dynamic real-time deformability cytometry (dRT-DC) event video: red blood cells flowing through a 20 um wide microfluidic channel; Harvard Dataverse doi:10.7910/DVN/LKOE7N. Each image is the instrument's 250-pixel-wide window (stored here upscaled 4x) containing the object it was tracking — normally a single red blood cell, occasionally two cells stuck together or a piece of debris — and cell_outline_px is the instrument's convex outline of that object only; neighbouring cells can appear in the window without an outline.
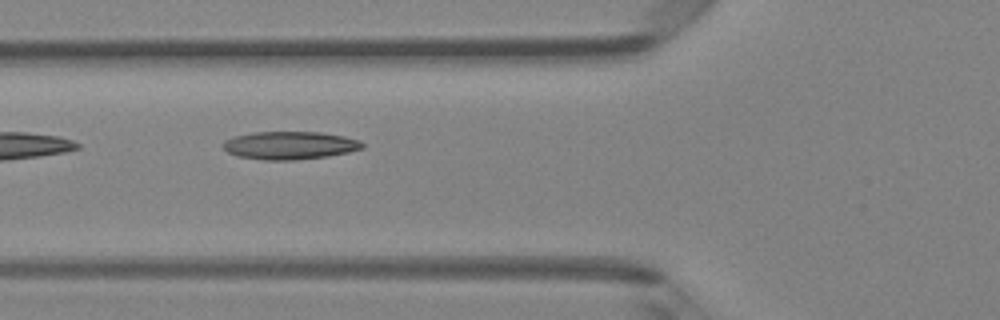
{"species": "Egyptian fruit bat (a non-hibernating species)", "species_latin": "Rousettus aegyptiacus", "temperature_condition": "room temperature", "stored_images_in_passage": 8, "camera_frame_rate_fps": 3000, "um_per_image_px": 0.085, "animal": {"sex": "female"}, "frame": {"image": 1, "passage_image": 5, "time_ms": 1.333, "image_size_px": [1000, 320], "cell_outline_px": [[364, 148], [348, 152], [328, 156], [296, 160], [264, 160], [236, 156], [228, 152], [224, 148], [224, 140], [232, 136], [252, 132], [320, 132], [344, 136], [360, 140], [364, 144]], "centroid_in_image_um": [24.63, 12.35], "position_along_channel_um": 101.2, "area_um2": 22.83}}
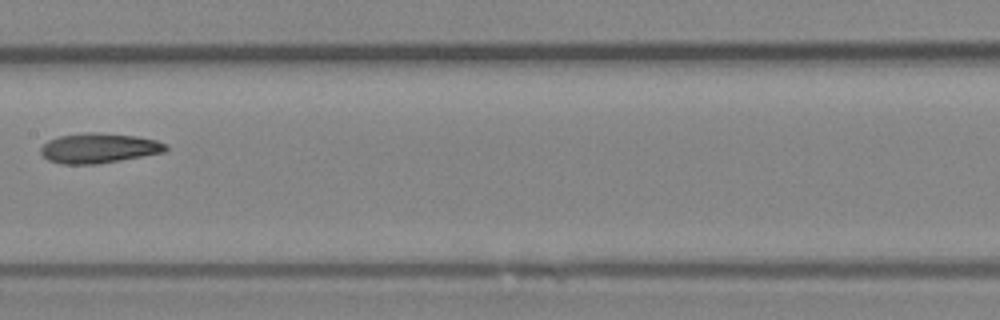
{"frame": {"image": 2, "passage_image": 7, "time_ms": 2.0, "image_size_px": [1000, 320], "cell_outline_px": [[168, 148], [164, 152], [120, 160], [96, 164], [60, 164], [48, 160], [40, 152], [40, 148], [48, 140], [60, 136], [88, 132], [96, 132], [136, 136], [156, 140], [168, 144]], "centroid_in_image_um": [8.4, 12.59], "position_along_channel_um": 199.0, "area_um2": 21.73}}
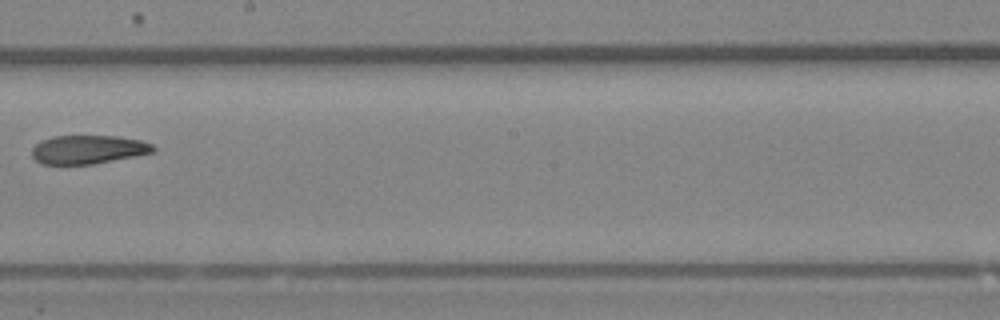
{"frame": {"image": 3, "passage_image": 8, "time_ms": 2.333, "image_size_px": [1000, 320], "cell_outline_px": [[156, 152], [92, 164], [40, 164], [32, 156], [32, 148], [40, 140], [52, 136], [116, 136], [140, 140], [152, 144], [156, 148]], "centroid_in_image_um": [7.48, 12.7], "position_along_channel_um": 240.7, "area_um2": 20.29}}